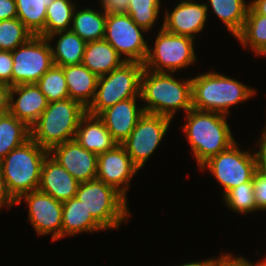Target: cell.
Segmentation results:
<instances>
[{
    "label": "cell",
    "instance_id": "cell-3",
    "mask_svg": "<svg viewBox=\"0 0 266 266\" xmlns=\"http://www.w3.org/2000/svg\"><path fill=\"white\" fill-rule=\"evenodd\" d=\"M192 107L199 111L218 112L228 116L230 108L255 95L254 88L218 72L191 78Z\"/></svg>",
    "mask_w": 266,
    "mask_h": 266
},
{
    "label": "cell",
    "instance_id": "cell-35",
    "mask_svg": "<svg viewBox=\"0 0 266 266\" xmlns=\"http://www.w3.org/2000/svg\"><path fill=\"white\" fill-rule=\"evenodd\" d=\"M255 203L258 210H266V173L257 169L252 177Z\"/></svg>",
    "mask_w": 266,
    "mask_h": 266
},
{
    "label": "cell",
    "instance_id": "cell-39",
    "mask_svg": "<svg viewBox=\"0 0 266 266\" xmlns=\"http://www.w3.org/2000/svg\"><path fill=\"white\" fill-rule=\"evenodd\" d=\"M17 18L16 0H0V21Z\"/></svg>",
    "mask_w": 266,
    "mask_h": 266
},
{
    "label": "cell",
    "instance_id": "cell-19",
    "mask_svg": "<svg viewBox=\"0 0 266 266\" xmlns=\"http://www.w3.org/2000/svg\"><path fill=\"white\" fill-rule=\"evenodd\" d=\"M79 183L49 154L46 156L41 169L40 191L64 202L76 197Z\"/></svg>",
    "mask_w": 266,
    "mask_h": 266
},
{
    "label": "cell",
    "instance_id": "cell-20",
    "mask_svg": "<svg viewBox=\"0 0 266 266\" xmlns=\"http://www.w3.org/2000/svg\"><path fill=\"white\" fill-rule=\"evenodd\" d=\"M75 140L84 149L96 154L112 150L118 144L104 122L98 116L88 113L79 122Z\"/></svg>",
    "mask_w": 266,
    "mask_h": 266
},
{
    "label": "cell",
    "instance_id": "cell-45",
    "mask_svg": "<svg viewBox=\"0 0 266 266\" xmlns=\"http://www.w3.org/2000/svg\"><path fill=\"white\" fill-rule=\"evenodd\" d=\"M241 266H266V258L265 261H260L257 263H252L251 261H248V259H245L243 256H233L231 255Z\"/></svg>",
    "mask_w": 266,
    "mask_h": 266
},
{
    "label": "cell",
    "instance_id": "cell-12",
    "mask_svg": "<svg viewBox=\"0 0 266 266\" xmlns=\"http://www.w3.org/2000/svg\"><path fill=\"white\" fill-rule=\"evenodd\" d=\"M171 122L169 117L144 113L129 137L121 143L138 169L145 165L146 160L157 149Z\"/></svg>",
    "mask_w": 266,
    "mask_h": 266
},
{
    "label": "cell",
    "instance_id": "cell-46",
    "mask_svg": "<svg viewBox=\"0 0 266 266\" xmlns=\"http://www.w3.org/2000/svg\"><path fill=\"white\" fill-rule=\"evenodd\" d=\"M256 56L259 55V56H265L266 57V44L261 47L256 53Z\"/></svg>",
    "mask_w": 266,
    "mask_h": 266
},
{
    "label": "cell",
    "instance_id": "cell-1",
    "mask_svg": "<svg viewBox=\"0 0 266 266\" xmlns=\"http://www.w3.org/2000/svg\"><path fill=\"white\" fill-rule=\"evenodd\" d=\"M140 97L146 105L141 106L145 113L163 115L171 119L176 111L192 109L191 79H176L173 73L143 70Z\"/></svg>",
    "mask_w": 266,
    "mask_h": 266
},
{
    "label": "cell",
    "instance_id": "cell-7",
    "mask_svg": "<svg viewBox=\"0 0 266 266\" xmlns=\"http://www.w3.org/2000/svg\"><path fill=\"white\" fill-rule=\"evenodd\" d=\"M143 70L140 62H124L119 68L99 76L96 95L87 113L98 116L122 100L140 97Z\"/></svg>",
    "mask_w": 266,
    "mask_h": 266
},
{
    "label": "cell",
    "instance_id": "cell-32",
    "mask_svg": "<svg viewBox=\"0 0 266 266\" xmlns=\"http://www.w3.org/2000/svg\"><path fill=\"white\" fill-rule=\"evenodd\" d=\"M34 36L18 19L0 21V50L13 51Z\"/></svg>",
    "mask_w": 266,
    "mask_h": 266
},
{
    "label": "cell",
    "instance_id": "cell-27",
    "mask_svg": "<svg viewBox=\"0 0 266 266\" xmlns=\"http://www.w3.org/2000/svg\"><path fill=\"white\" fill-rule=\"evenodd\" d=\"M31 138L30 128L15 116H0V161L13 149Z\"/></svg>",
    "mask_w": 266,
    "mask_h": 266
},
{
    "label": "cell",
    "instance_id": "cell-16",
    "mask_svg": "<svg viewBox=\"0 0 266 266\" xmlns=\"http://www.w3.org/2000/svg\"><path fill=\"white\" fill-rule=\"evenodd\" d=\"M209 7L196 0H181L174 10L169 13L166 9L162 28L172 34L187 36L195 39L205 27Z\"/></svg>",
    "mask_w": 266,
    "mask_h": 266
},
{
    "label": "cell",
    "instance_id": "cell-13",
    "mask_svg": "<svg viewBox=\"0 0 266 266\" xmlns=\"http://www.w3.org/2000/svg\"><path fill=\"white\" fill-rule=\"evenodd\" d=\"M23 200L28 205V219L35 232L39 236L52 233L51 241H58L62 238V202L55 200L52 196L38 190L22 195L16 205Z\"/></svg>",
    "mask_w": 266,
    "mask_h": 266
},
{
    "label": "cell",
    "instance_id": "cell-18",
    "mask_svg": "<svg viewBox=\"0 0 266 266\" xmlns=\"http://www.w3.org/2000/svg\"><path fill=\"white\" fill-rule=\"evenodd\" d=\"M137 98L141 99L136 97L122 100L98 115L118 144L129 137L137 121L145 113L142 107L138 108L136 105Z\"/></svg>",
    "mask_w": 266,
    "mask_h": 266
},
{
    "label": "cell",
    "instance_id": "cell-40",
    "mask_svg": "<svg viewBox=\"0 0 266 266\" xmlns=\"http://www.w3.org/2000/svg\"><path fill=\"white\" fill-rule=\"evenodd\" d=\"M11 86L0 82V116L9 113Z\"/></svg>",
    "mask_w": 266,
    "mask_h": 266
},
{
    "label": "cell",
    "instance_id": "cell-24",
    "mask_svg": "<svg viewBox=\"0 0 266 266\" xmlns=\"http://www.w3.org/2000/svg\"><path fill=\"white\" fill-rule=\"evenodd\" d=\"M56 35L59 36L56 46L51 44L53 63L62 67L82 64L86 42L71 29L55 32L46 38L51 43Z\"/></svg>",
    "mask_w": 266,
    "mask_h": 266
},
{
    "label": "cell",
    "instance_id": "cell-17",
    "mask_svg": "<svg viewBox=\"0 0 266 266\" xmlns=\"http://www.w3.org/2000/svg\"><path fill=\"white\" fill-rule=\"evenodd\" d=\"M17 96L15 100L14 96ZM45 95L36 84L11 86L9 113L31 128L47 108Z\"/></svg>",
    "mask_w": 266,
    "mask_h": 266
},
{
    "label": "cell",
    "instance_id": "cell-42",
    "mask_svg": "<svg viewBox=\"0 0 266 266\" xmlns=\"http://www.w3.org/2000/svg\"><path fill=\"white\" fill-rule=\"evenodd\" d=\"M232 253L224 255L214 264V266H241L232 256Z\"/></svg>",
    "mask_w": 266,
    "mask_h": 266
},
{
    "label": "cell",
    "instance_id": "cell-10",
    "mask_svg": "<svg viewBox=\"0 0 266 266\" xmlns=\"http://www.w3.org/2000/svg\"><path fill=\"white\" fill-rule=\"evenodd\" d=\"M12 86L36 84L53 65L50 42L42 36H32L12 52Z\"/></svg>",
    "mask_w": 266,
    "mask_h": 266
},
{
    "label": "cell",
    "instance_id": "cell-36",
    "mask_svg": "<svg viewBox=\"0 0 266 266\" xmlns=\"http://www.w3.org/2000/svg\"><path fill=\"white\" fill-rule=\"evenodd\" d=\"M13 59L11 51L0 50V82L12 86Z\"/></svg>",
    "mask_w": 266,
    "mask_h": 266
},
{
    "label": "cell",
    "instance_id": "cell-11",
    "mask_svg": "<svg viewBox=\"0 0 266 266\" xmlns=\"http://www.w3.org/2000/svg\"><path fill=\"white\" fill-rule=\"evenodd\" d=\"M139 27L127 13L107 14L104 39L117 51L125 62L144 63L148 43Z\"/></svg>",
    "mask_w": 266,
    "mask_h": 266
},
{
    "label": "cell",
    "instance_id": "cell-30",
    "mask_svg": "<svg viewBox=\"0 0 266 266\" xmlns=\"http://www.w3.org/2000/svg\"><path fill=\"white\" fill-rule=\"evenodd\" d=\"M77 4L71 0H53L46 10L45 38L55 32L71 29Z\"/></svg>",
    "mask_w": 266,
    "mask_h": 266
},
{
    "label": "cell",
    "instance_id": "cell-26",
    "mask_svg": "<svg viewBox=\"0 0 266 266\" xmlns=\"http://www.w3.org/2000/svg\"><path fill=\"white\" fill-rule=\"evenodd\" d=\"M209 5L233 37H236L243 28L250 4H246L245 0H209Z\"/></svg>",
    "mask_w": 266,
    "mask_h": 266
},
{
    "label": "cell",
    "instance_id": "cell-29",
    "mask_svg": "<svg viewBox=\"0 0 266 266\" xmlns=\"http://www.w3.org/2000/svg\"><path fill=\"white\" fill-rule=\"evenodd\" d=\"M243 48L257 52L266 44V16L256 14L250 7L241 32L235 37Z\"/></svg>",
    "mask_w": 266,
    "mask_h": 266
},
{
    "label": "cell",
    "instance_id": "cell-15",
    "mask_svg": "<svg viewBox=\"0 0 266 266\" xmlns=\"http://www.w3.org/2000/svg\"><path fill=\"white\" fill-rule=\"evenodd\" d=\"M49 155L78 182L96 179L98 154L84 149L75 139L52 147Z\"/></svg>",
    "mask_w": 266,
    "mask_h": 266
},
{
    "label": "cell",
    "instance_id": "cell-2",
    "mask_svg": "<svg viewBox=\"0 0 266 266\" xmlns=\"http://www.w3.org/2000/svg\"><path fill=\"white\" fill-rule=\"evenodd\" d=\"M185 119L183 132L199 167L236 142L225 114L192 108Z\"/></svg>",
    "mask_w": 266,
    "mask_h": 266
},
{
    "label": "cell",
    "instance_id": "cell-44",
    "mask_svg": "<svg viewBox=\"0 0 266 266\" xmlns=\"http://www.w3.org/2000/svg\"><path fill=\"white\" fill-rule=\"evenodd\" d=\"M224 254L222 253L218 258H212V259H206L203 261H197V262H189V263H184L179 266H214V264L223 256Z\"/></svg>",
    "mask_w": 266,
    "mask_h": 266
},
{
    "label": "cell",
    "instance_id": "cell-4",
    "mask_svg": "<svg viewBox=\"0 0 266 266\" xmlns=\"http://www.w3.org/2000/svg\"><path fill=\"white\" fill-rule=\"evenodd\" d=\"M48 154L49 150L30 138L0 161L7 190L15 201L22 195L39 189L42 165Z\"/></svg>",
    "mask_w": 266,
    "mask_h": 266
},
{
    "label": "cell",
    "instance_id": "cell-33",
    "mask_svg": "<svg viewBox=\"0 0 266 266\" xmlns=\"http://www.w3.org/2000/svg\"><path fill=\"white\" fill-rule=\"evenodd\" d=\"M223 198L226 206L233 212L247 214L258 211L255 203L252 179L249 182L230 189Z\"/></svg>",
    "mask_w": 266,
    "mask_h": 266
},
{
    "label": "cell",
    "instance_id": "cell-9",
    "mask_svg": "<svg viewBox=\"0 0 266 266\" xmlns=\"http://www.w3.org/2000/svg\"><path fill=\"white\" fill-rule=\"evenodd\" d=\"M237 147L235 142L200 167L201 171L209 169L213 174L223 187V196L230 189L249 182L258 169L256 152L243 151Z\"/></svg>",
    "mask_w": 266,
    "mask_h": 266
},
{
    "label": "cell",
    "instance_id": "cell-31",
    "mask_svg": "<svg viewBox=\"0 0 266 266\" xmlns=\"http://www.w3.org/2000/svg\"><path fill=\"white\" fill-rule=\"evenodd\" d=\"M36 85L45 95L48 103L69 98L67 83L62 66L54 64L42 75Z\"/></svg>",
    "mask_w": 266,
    "mask_h": 266
},
{
    "label": "cell",
    "instance_id": "cell-37",
    "mask_svg": "<svg viewBox=\"0 0 266 266\" xmlns=\"http://www.w3.org/2000/svg\"><path fill=\"white\" fill-rule=\"evenodd\" d=\"M106 14L127 13L130 0H99Z\"/></svg>",
    "mask_w": 266,
    "mask_h": 266
},
{
    "label": "cell",
    "instance_id": "cell-38",
    "mask_svg": "<svg viewBox=\"0 0 266 266\" xmlns=\"http://www.w3.org/2000/svg\"><path fill=\"white\" fill-rule=\"evenodd\" d=\"M261 139L256 143L259 145V150H255L257 155V165L258 169L266 173V126L262 132Z\"/></svg>",
    "mask_w": 266,
    "mask_h": 266
},
{
    "label": "cell",
    "instance_id": "cell-23",
    "mask_svg": "<svg viewBox=\"0 0 266 266\" xmlns=\"http://www.w3.org/2000/svg\"><path fill=\"white\" fill-rule=\"evenodd\" d=\"M62 238L74 236L83 232H96L105 230L83 206L82 202L73 197L62 202Z\"/></svg>",
    "mask_w": 266,
    "mask_h": 266
},
{
    "label": "cell",
    "instance_id": "cell-14",
    "mask_svg": "<svg viewBox=\"0 0 266 266\" xmlns=\"http://www.w3.org/2000/svg\"><path fill=\"white\" fill-rule=\"evenodd\" d=\"M138 170L121 144L98 154L96 179L113 186L126 198L129 183Z\"/></svg>",
    "mask_w": 266,
    "mask_h": 266
},
{
    "label": "cell",
    "instance_id": "cell-22",
    "mask_svg": "<svg viewBox=\"0 0 266 266\" xmlns=\"http://www.w3.org/2000/svg\"><path fill=\"white\" fill-rule=\"evenodd\" d=\"M124 62L105 39L86 43L82 64L98 77L119 68Z\"/></svg>",
    "mask_w": 266,
    "mask_h": 266
},
{
    "label": "cell",
    "instance_id": "cell-41",
    "mask_svg": "<svg viewBox=\"0 0 266 266\" xmlns=\"http://www.w3.org/2000/svg\"><path fill=\"white\" fill-rule=\"evenodd\" d=\"M14 204L16 205V201L9 194L4 177L2 176V172L0 170V209L3 206L10 209Z\"/></svg>",
    "mask_w": 266,
    "mask_h": 266
},
{
    "label": "cell",
    "instance_id": "cell-21",
    "mask_svg": "<svg viewBox=\"0 0 266 266\" xmlns=\"http://www.w3.org/2000/svg\"><path fill=\"white\" fill-rule=\"evenodd\" d=\"M69 98L80 102L86 109L96 95L98 76L83 64L63 67Z\"/></svg>",
    "mask_w": 266,
    "mask_h": 266
},
{
    "label": "cell",
    "instance_id": "cell-8",
    "mask_svg": "<svg viewBox=\"0 0 266 266\" xmlns=\"http://www.w3.org/2000/svg\"><path fill=\"white\" fill-rule=\"evenodd\" d=\"M196 58L193 38L169 33L161 27L154 48L148 47L143 66L152 72L175 74L194 64Z\"/></svg>",
    "mask_w": 266,
    "mask_h": 266
},
{
    "label": "cell",
    "instance_id": "cell-5",
    "mask_svg": "<svg viewBox=\"0 0 266 266\" xmlns=\"http://www.w3.org/2000/svg\"><path fill=\"white\" fill-rule=\"evenodd\" d=\"M86 113L80 102L70 98L50 102L30 128L31 138L47 150L75 139L79 122Z\"/></svg>",
    "mask_w": 266,
    "mask_h": 266
},
{
    "label": "cell",
    "instance_id": "cell-43",
    "mask_svg": "<svg viewBox=\"0 0 266 266\" xmlns=\"http://www.w3.org/2000/svg\"><path fill=\"white\" fill-rule=\"evenodd\" d=\"M249 4L256 14L266 16V0H252Z\"/></svg>",
    "mask_w": 266,
    "mask_h": 266
},
{
    "label": "cell",
    "instance_id": "cell-25",
    "mask_svg": "<svg viewBox=\"0 0 266 266\" xmlns=\"http://www.w3.org/2000/svg\"><path fill=\"white\" fill-rule=\"evenodd\" d=\"M102 12L88 7L78 11L75 8L71 30L86 43L104 39L107 14Z\"/></svg>",
    "mask_w": 266,
    "mask_h": 266
},
{
    "label": "cell",
    "instance_id": "cell-34",
    "mask_svg": "<svg viewBox=\"0 0 266 266\" xmlns=\"http://www.w3.org/2000/svg\"><path fill=\"white\" fill-rule=\"evenodd\" d=\"M161 0H130L127 14L147 32L155 25L160 12Z\"/></svg>",
    "mask_w": 266,
    "mask_h": 266
},
{
    "label": "cell",
    "instance_id": "cell-6",
    "mask_svg": "<svg viewBox=\"0 0 266 266\" xmlns=\"http://www.w3.org/2000/svg\"><path fill=\"white\" fill-rule=\"evenodd\" d=\"M76 197L105 230L119 228L130 217L127 198L98 179L80 182Z\"/></svg>",
    "mask_w": 266,
    "mask_h": 266
},
{
    "label": "cell",
    "instance_id": "cell-28",
    "mask_svg": "<svg viewBox=\"0 0 266 266\" xmlns=\"http://www.w3.org/2000/svg\"><path fill=\"white\" fill-rule=\"evenodd\" d=\"M53 0H16L17 18L34 35L45 37L47 7Z\"/></svg>",
    "mask_w": 266,
    "mask_h": 266
}]
</instances>
